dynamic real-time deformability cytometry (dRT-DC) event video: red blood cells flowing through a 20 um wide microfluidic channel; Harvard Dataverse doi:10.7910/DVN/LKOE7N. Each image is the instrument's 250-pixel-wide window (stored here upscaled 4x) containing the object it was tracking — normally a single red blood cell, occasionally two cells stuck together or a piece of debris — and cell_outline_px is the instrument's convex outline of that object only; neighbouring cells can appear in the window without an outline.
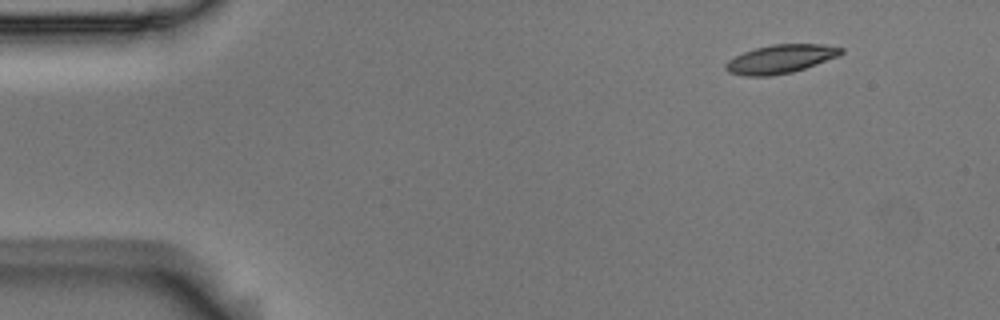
{"species": "Egyptian fruit bat (a non-hibernating species)", "species_latin": "Rousettus aegyptiacus", "temperature_condition": "room temperature", "stored_images_in_passage": 5, "camera_frame_rate_fps": 3000, "um_per_image_px": 0.085, "animal": {"sex": "male"}, "frame": {"image": 1, "passage_image": 1, "time_ms": 0.0, "image_size_px": [1000, 320], "cell_outline_px": [[844, 52], [840, 56], [792, 72], [772, 76], [744, 76], [728, 72], [724, 68], [724, 64], [728, 60], [744, 52], [756, 48], [772, 44], [824, 44], [844, 48]], "centroid_in_image_um": [66.35, 5.01], "position_along_channel_um": 18.6, "area_um2": 19.31}}
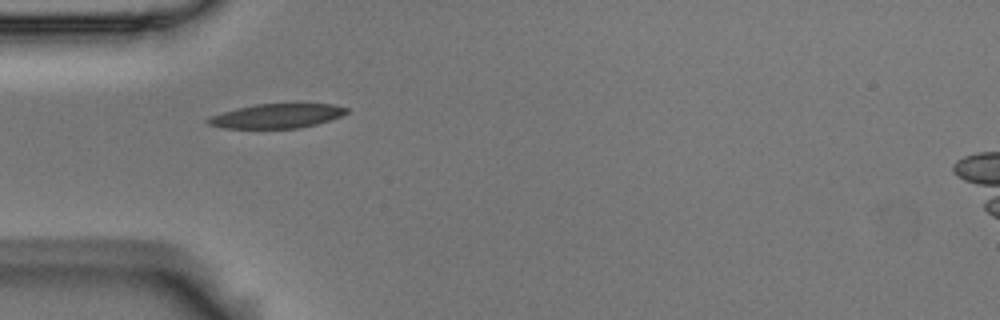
{"frame": {"image": 2, "passage_image": 4, "time_ms": 1.0, "image_size_px": [1000, 320], "cell_outline_px": [[348, 112], [340, 116], [316, 124], [300, 128], [224, 128], [208, 124], [204, 120], [208, 116], [236, 108], [256, 104], [332, 104], [348, 108]], "centroid_in_image_um": [23.47, 9.85], "position_along_channel_um": 61.5, "area_um2": 19.59}}
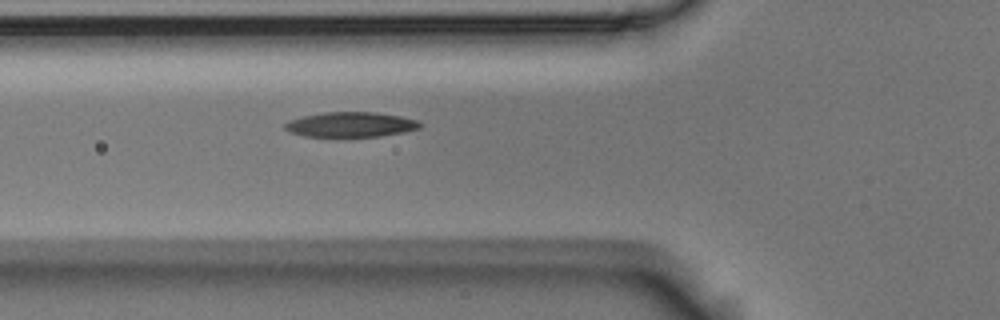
{"frame": {"image": 3, "passage_image": 5, "time_ms": 1.333, "image_size_px": [1000, 320], "cell_outline_px": [[420, 128], [404, 132], [380, 136], [336, 140], [304, 136], [288, 132], [284, 128], [284, 124], [288, 120], [304, 116], [324, 112], [376, 112], [400, 116], [416, 120], [420, 124]], "centroid_in_image_um": [29.72, 10.64], "position_along_channel_um": 96.1, "area_um2": 20.63}}